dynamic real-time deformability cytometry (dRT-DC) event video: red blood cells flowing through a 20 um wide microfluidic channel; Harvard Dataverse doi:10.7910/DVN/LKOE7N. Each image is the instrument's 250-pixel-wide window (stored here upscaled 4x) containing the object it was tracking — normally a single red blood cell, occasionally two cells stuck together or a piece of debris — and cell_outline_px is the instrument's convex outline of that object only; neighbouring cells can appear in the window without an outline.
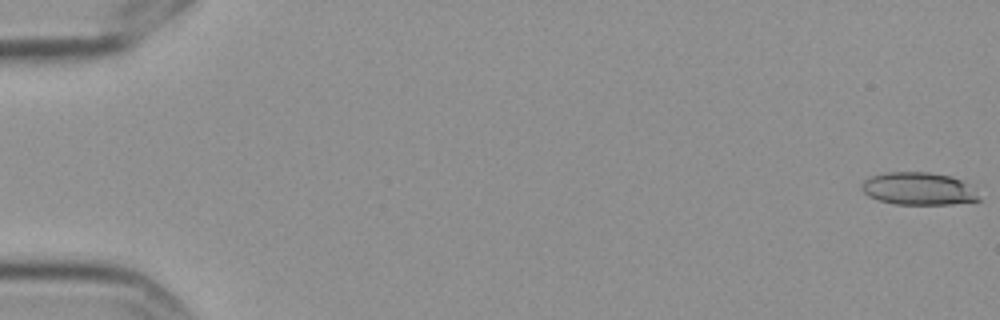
{"species": "Egyptian fruit bat (a non-hibernating species)", "species_latin": "Rousettus aegyptiacus", "temperature_condition": "cold", "stored_images_in_passage": 58, "camera_frame_rate_fps": 3000, "um_per_image_px": 0.085, "frame": {"image": 1, "passage_image": 1, "time_ms": 0.0, "image_size_px": [1000, 320], "cell_outline_px": [[980, 200], [952, 204], [896, 204], [880, 200], [868, 196], [860, 188], [860, 184], [864, 180], [872, 176], [888, 172], [928, 172], [952, 176], [964, 180], [968, 184]], "centroid_in_image_um": [78.04, 16.03], "position_along_channel_um": 7.0, "area_um2": 22.14}}
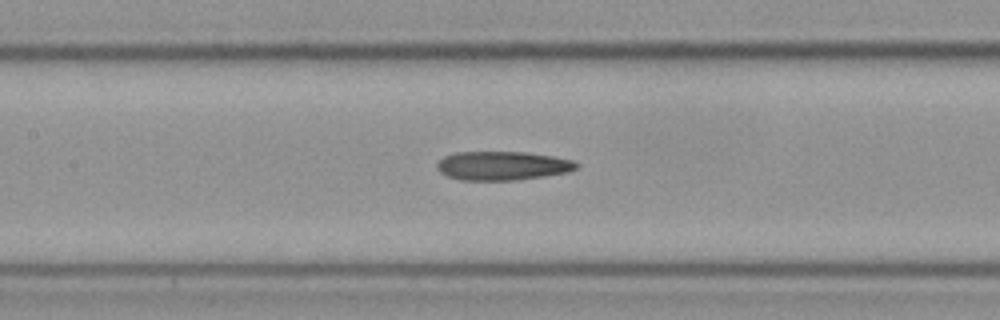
{"frame": {"image": 2, "passage_image": 28, "time_ms": 9.0, "image_size_px": [1000, 320], "cell_outline_px": [[580, 164], [576, 168], [568, 172], [544, 176], [512, 180], [460, 180], [448, 176], [440, 172], [436, 168], [436, 164], [444, 156], [456, 152], [524, 152], [552, 156], [572, 160]], "centroid_in_image_um": [42.69, 14.08], "position_along_channel_um": 164.7, "area_um2": 23.35}}
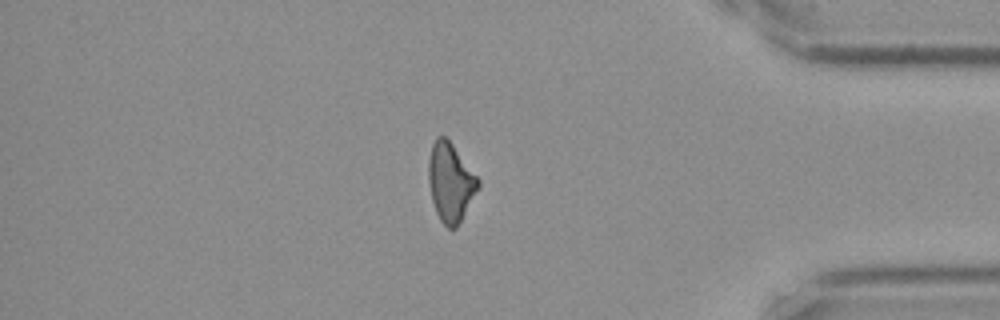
{"frame": {"image": 3, "passage_image": 50, "time_ms": 16.333, "image_size_px": [1000, 320], "cell_outline_px": [[480, 188], [456, 228], [448, 228], [440, 220], [436, 212], [432, 200], [428, 180], [428, 160], [432, 144], [436, 136], [444, 136], [452, 144], [480, 180]], "centroid_in_image_um": [38.29, 15.49], "position_along_channel_um": 396.9, "area_um2": 22.72}}